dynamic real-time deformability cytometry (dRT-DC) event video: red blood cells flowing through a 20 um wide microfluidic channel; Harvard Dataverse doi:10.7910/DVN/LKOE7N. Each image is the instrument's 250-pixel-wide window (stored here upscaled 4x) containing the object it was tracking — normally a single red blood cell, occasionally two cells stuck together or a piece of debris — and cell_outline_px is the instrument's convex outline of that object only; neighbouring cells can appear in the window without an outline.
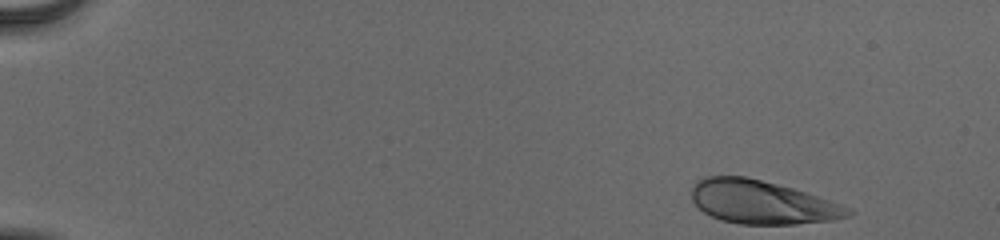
{"species": "human", "species_latin": "Homo sapiens", "temperature_condition": "cold", "stored_images_in_passage": 49, "camera_frame_rate_fps": 3000, "um_per_image_px": 0.085, "donor": {"sex": "male"}, "frame": {"image": 1, "passage_image": 1, "time_ms": 0.0, "image_size_px": [1000, 240], "cell_outline_px": [[856, 212], [848, 216], [832, 220], [796, 224], [740, 224], [720, 220], [704, 212], [692, 200], [692, 188], [696, 180], [704, 176], [744, 176], [792, 188], [852, 208]], "centroid_in_image_um": [64.75, 17.19], "position_along_channel_um": 20.2, "area_um2": 39.36}}
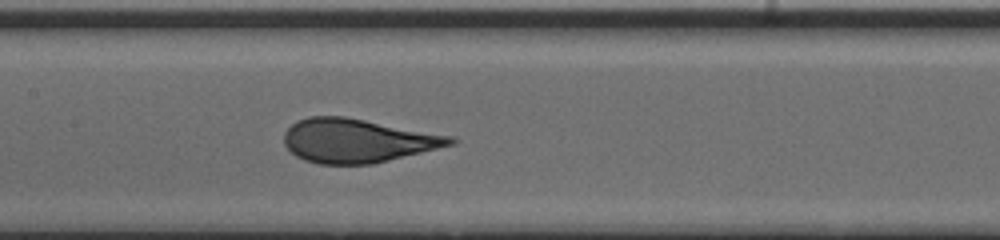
{"frame": {"image": 2, "passage_image": 24, "time_ms": 7.667, "image_size_px": [1000, 240], "cell_outline_px": [[460, 140], [456, 144], [372, 164], [320, 164], [304, 160], [296, 156], [284, 144], [284, 132], [296, 120], [308, 116], [344, 116], [452, 136]], "centroid_in_image_um": [30.38, 11.95], "position_along_channel_um": 177.0, "area_um2": 42.43}}
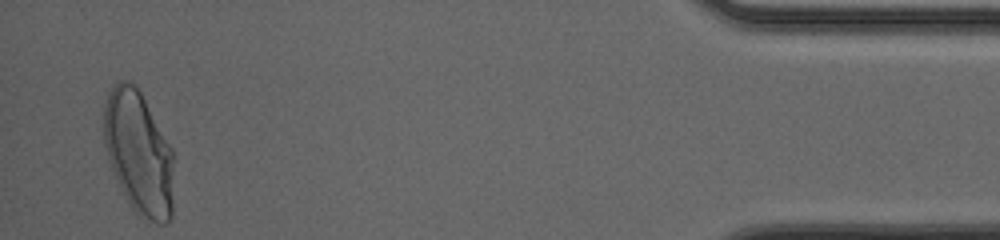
{"frame": {"image": 3, "passage_image": 48, "time_ms": 15.667, "image_size_px": [1000, 240], "cell_outline_px": [[176, 156], [172, 216], [168, 224], [156, 224], [140, 216], [132, 208], [124, 196], [112, 168], [104, 144], [104, 104], [108, 92], [112, 84], [120, 80], [128, 80], [140, 92], [172, 148]], "centroid_in_image_um": [11.83, 13.04], "position_along_channel_um": 423.4, "area_um2": 50.98}, "authors_computed_cell_mechanics": {"area_um2": 42.0206, "velocity_mm_per_s": 3.8945, "shape_relaxation_time_tau1_ms": 4.2526, "shape_relaxation_time_tau2_ms": null, "deformation_change_tau1": 0.2022, "deformation_change_tau2": null}}